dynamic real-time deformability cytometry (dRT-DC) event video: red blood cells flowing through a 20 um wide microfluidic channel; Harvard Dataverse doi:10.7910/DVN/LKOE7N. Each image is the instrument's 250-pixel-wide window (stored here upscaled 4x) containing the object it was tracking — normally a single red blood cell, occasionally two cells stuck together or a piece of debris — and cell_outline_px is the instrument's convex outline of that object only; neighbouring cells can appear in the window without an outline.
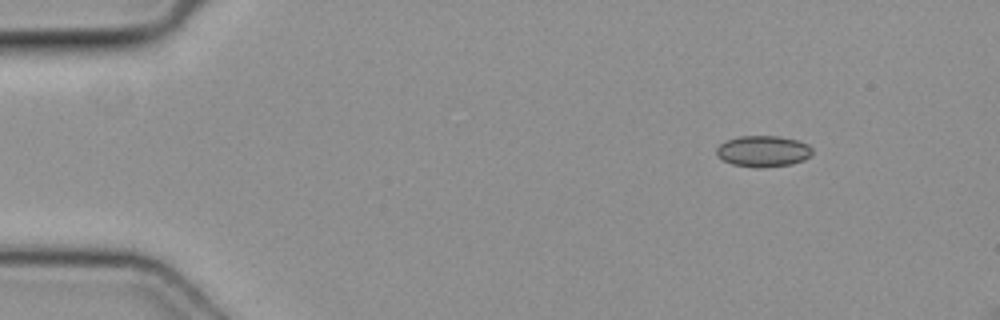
{"species": "common noctule bat (a hibernating species)", "species_latin": "Nyctalus noctula", "temperature_condition": "cold", "stored_images_in_passage": 5, "camera_frame_rate_fps": 3000, "um_per_image_px": 0.085, "animal": {"sex": "female", "body_mass_g": 19.3, "forearm_length_mm": 54.1}, "frame": {"image": 1, "passage_image": 1, "time_ms": 0.0, "image_size_px": [1000, 320], "cell_outline_px": [[812, 156], [804, 160], [792, 164], [764, 168], [756, 168], [732, 164], [716, 156], [716, 148], [720, 144], [728, 140], [740, 136], [776, 136], [796, 140], [808, 144], [812, 148]], "centroid_in_image_um": [64.88, 12.87], "position_along_channel_um": 20.1, "area_um2": 17.51}}